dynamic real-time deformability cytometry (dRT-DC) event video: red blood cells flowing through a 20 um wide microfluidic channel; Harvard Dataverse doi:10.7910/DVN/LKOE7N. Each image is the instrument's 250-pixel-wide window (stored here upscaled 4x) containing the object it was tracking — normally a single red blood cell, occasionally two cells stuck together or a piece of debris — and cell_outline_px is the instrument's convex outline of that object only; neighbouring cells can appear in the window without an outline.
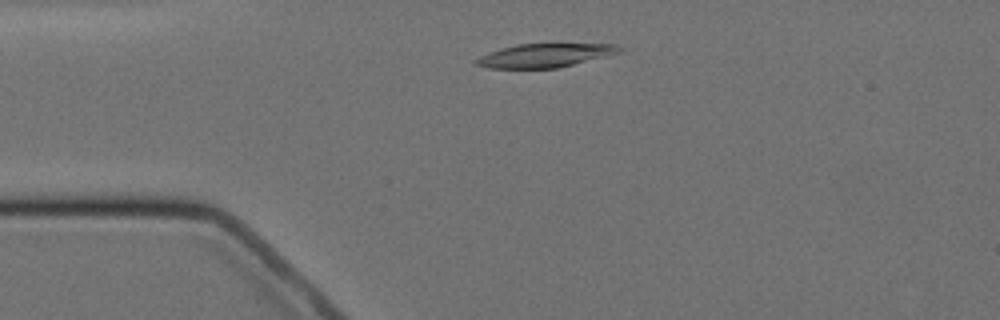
{"species": "Egyptian fruit bat (a non-hibernating species)", "species_latin": "Rousettus aegyptiacus", "temperature_condition": "cold", "stored_images_in_passage": 4, "camera_frame_rate_fps": 3000, "um_per_image_px": 0.085, "animal": {"sex": "female"}, "frame": {"image": 1, "passage_image": 3, "time_ms": 2.333, "image_size_px": [1000, 320], "cell_outline_px": [[624, 48], [620, 52], [556, 68], [488, 68], [472, 64], [472, 60], [480, 56], [516, 44], [616, 44]], "centroid_in_image_um": [46.26, 4.71], "position_along_channel_um": 38.7, "area_um2": 19.42}}